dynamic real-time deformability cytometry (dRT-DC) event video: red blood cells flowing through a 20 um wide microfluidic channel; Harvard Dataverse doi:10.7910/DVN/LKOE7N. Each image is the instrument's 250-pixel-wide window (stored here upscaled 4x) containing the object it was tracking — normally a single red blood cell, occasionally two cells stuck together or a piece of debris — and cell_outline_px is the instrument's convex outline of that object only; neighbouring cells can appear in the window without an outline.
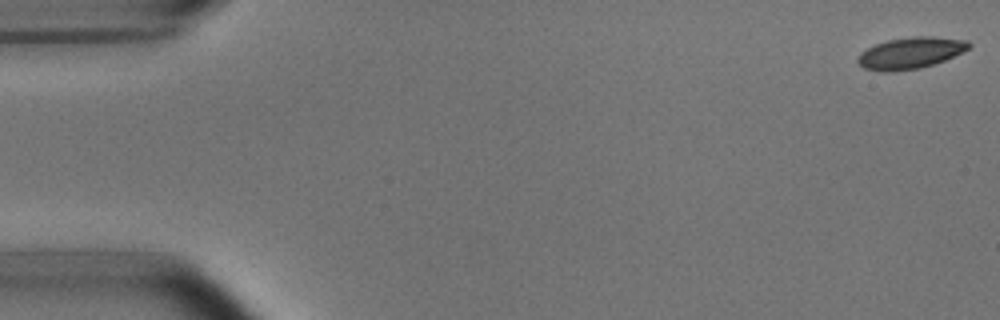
{"species": "common noctule bat (a hibernating species)", "species_latin": "Nyctalus noctula", "temperature_condition": "room temperature", "stored_images_in_passage": 53, "camera_frame_rate_fps": 3000, "um_per_image_px": 0.085, "animal": {"sex": "male", "body_mass_g": 15.6}, "frame": {"image": 1, "passage_image": 1, "time_ms": 0.0, "image_size_px": [1000, 320], "cell_outline_px": [[972, 44], [968, 48], [944, 60], [920, 68], [888, 72], [880, 72], [864, 68], [856, 60], [860, 52], [876, 44], [888, 40], [912, 36], [932, 36], [968, 40]], "centroid_in_image_um": [77.36, 4.5], "position_along_channel_um": 7.6, "area_um2": 20.23}}
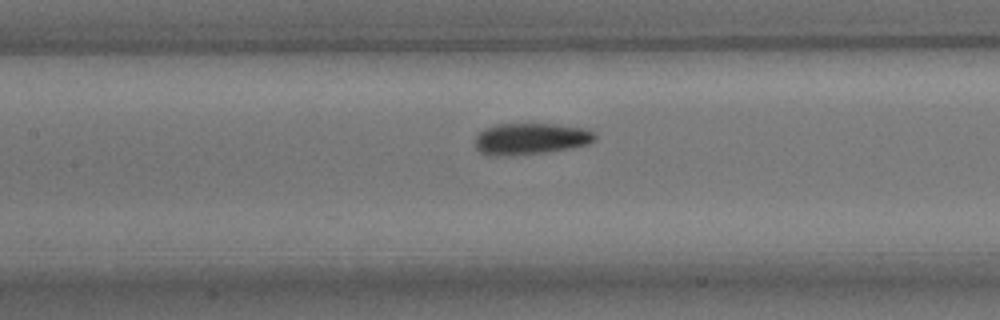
{"frame": {"image": 2, "passage_image": 24, "time_ms": 7.667, "image_size_px": [1000, 320], "cell_outline_px": [[596, 140], [588, 144], [568, 148], [544, 152], [508, 156], [488, 156], [480, 152], [476, 148], [476, 136], [484, 128], [496, 124], [556, 124], [588, 128], [596, 132]], "centroid_in_image_um": [45.12, 11.79], "position_along_channel_um": 162.3, "area_um2": 22.2}}
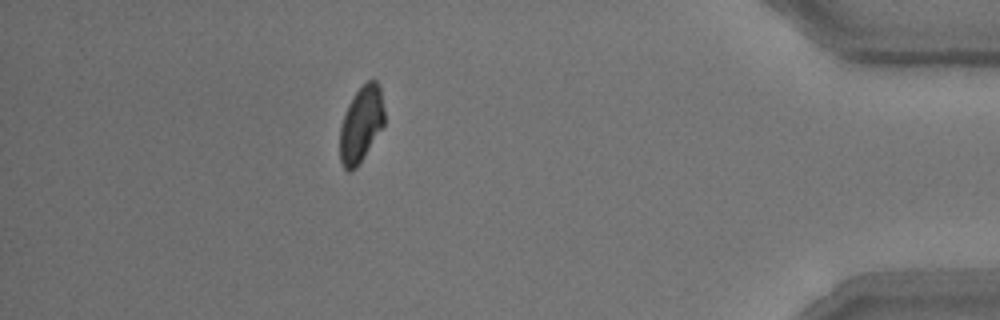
{"frame": {"image": 3, "passage_image": 47, "time_ms": 15.333, "image_size_px": [1000, 320], "cell_outline_px": [[384, 124], [364, 156], [356, 168], [348, 172], [344, 168], [340, 160], [340, 128], [348, 104], [356, 92], [368, 80], [376, 80], [380, 84], [384, 108]], "centroid_in_image_um": [30.7, 10.55], "position_along_channel_um": 404.5, "area_um2": 19.48}, "authors_computed_cell_mechanics": {"area_um2": 21.097, "velocity_mm_per_s": 3.7729, "shape_relaxation_time_tau1_ms": 3.083, "shape_relaxation_time_tau2_ms": 6.095, "deformation_change_tau1": 0.1024, "deformation_change_tau2": 0.118}}